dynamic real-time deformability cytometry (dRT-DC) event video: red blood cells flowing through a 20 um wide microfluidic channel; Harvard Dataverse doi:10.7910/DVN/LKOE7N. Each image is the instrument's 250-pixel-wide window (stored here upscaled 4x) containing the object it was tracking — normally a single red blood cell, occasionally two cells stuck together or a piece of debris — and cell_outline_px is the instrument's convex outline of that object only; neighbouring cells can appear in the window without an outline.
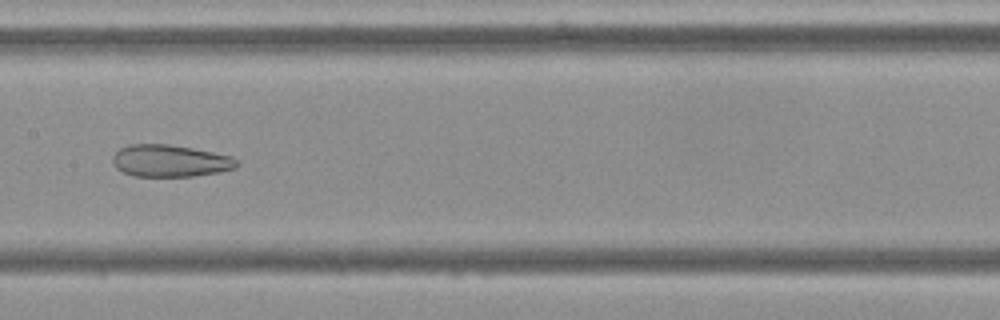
{"species": "Egyptian fruit bat (a non-hibernating species)", "species_latin": "Rousettus aegyptiacus", "temperature_condition": "cold", "stored_images_in_passage": 55, "camera_frame_rate_fps": 3000, "um_per_image_px": 0.085, "frame": {"image": 1, "passage_image": 27, "time_ms": 8.667, "image_size_px": [1000, 320], "cell_outline_px": [[240, 164], [236, 168], [220, 172], [192, 176], [136, 176], [124, 172], [116, 168], [112, 164], [112, 156], [120, 148], [132, 144], [168, 144], [192, 148], [232, 156]], "centroid_in_image_um": [14.46, 13.67], "position_along_channel_um": 192.9, "area_um2": 23.18}}
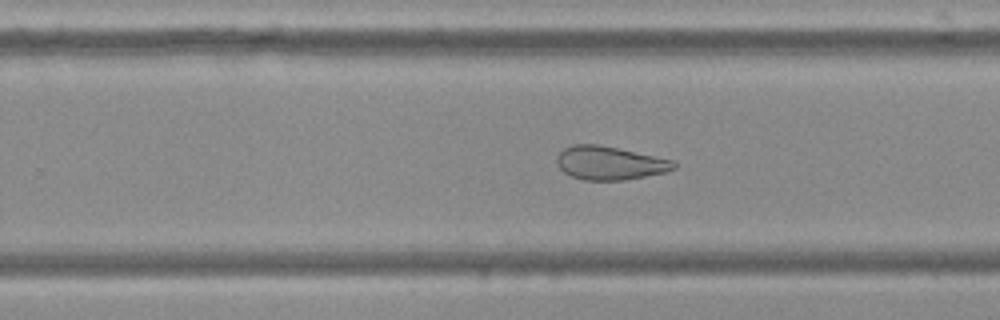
{"frame": {"image": 2, "passage_image": 34, "time_ms": 11.0, "image_size_px": [1000, 320], "cell_outline_px": [[676, 168], [668, 172], [624, 180], [584, 180], [572, 176], [564, 172], [556, 164], [556, 156], [564, 148], [572, 144], [600, 144], [676, 160]], "centroid_in_image_um": [51.86, 13.85], "position_along_channel_um": 277.9, "area_um2": 23.18}}
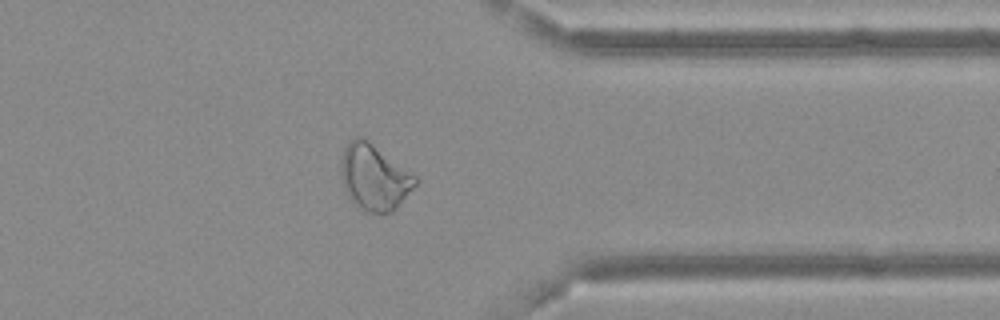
{"frame": {"image": 3, "passage_image": 43, "time_ms": 14.0, "image_size_px": [1000, 320], "cell_outline_px": [[420, 180], [396, 208], [392, 212], [364, 212], [352, 200], [344, 184], [340, 172], [340, 164], [344, 148], [356, 136], [360, 136], [368, 140], [416, 176]], "centroid_in_image_um": [31.82, 15.06], "position_along_channel_um": 379.6, "area_um2": 28.03}, "authors_computed_cell_mechanics": {"area_um2": 29.767, "velocity_mm_per_s": 3.6528, "shape_relaxation_time_tau1_ms": null, "shape_relaxation_time_tau2_ms": 2.3982, "deformation_change_tau1": null, "deformation_change_tau2": 0.1002}}